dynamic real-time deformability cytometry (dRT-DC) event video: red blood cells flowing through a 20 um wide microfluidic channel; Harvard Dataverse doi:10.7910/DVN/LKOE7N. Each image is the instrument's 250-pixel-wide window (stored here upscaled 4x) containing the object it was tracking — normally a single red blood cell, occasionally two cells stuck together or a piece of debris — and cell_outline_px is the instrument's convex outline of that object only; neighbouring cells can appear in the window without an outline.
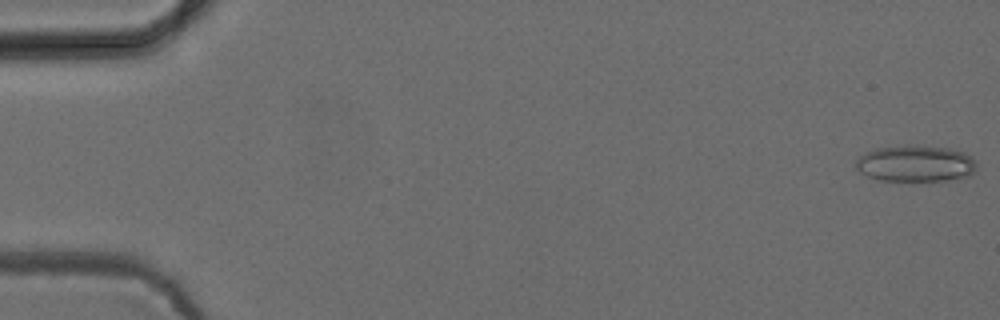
{"species": "common noctule bat (a hibernating species)", "species_latin": "Nyctalus noctula", "temperature_condition": "cold", "stored_images_in_passage": 52, "camera_frame_rate_fps": 3000, "um_per_image_px": 0.085, "animal": {"sex": "female", "body_mass_g": 24.6, "forearm_length_mm": 56.2}, "frame": {"image": 1, "passage_image": 1, "time_ms": 0.0, "image_size_px": [1000, 320], "cell_outline_px": [[976, 168], [968, 176], [944, 180], [880, 180], [868, 176], [860, 172], [856, 168], [856, 160], [860, 156], [876, 148], [912, 144], [948, 148], [964, 152], [976, 160]], "centroid_in_image_um": [77.82, 13.88], "position_along_channel_um": 7.2, "area_um2": 25.49}}
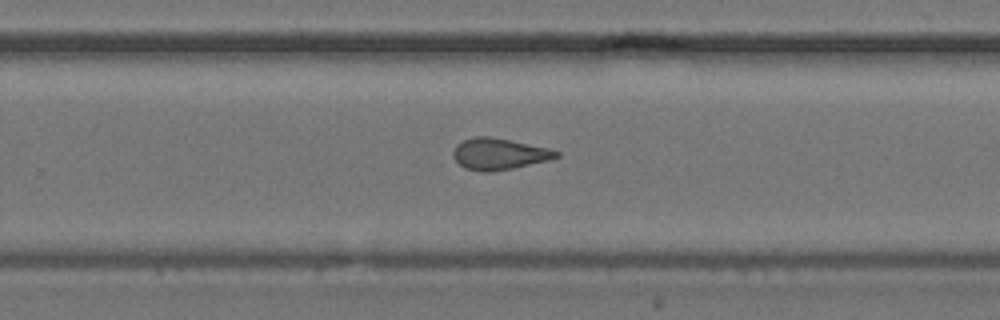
{"frame": {"image": 2, "passage_image": 34, "time_ms": 11.0, "image_size_px": [1000, 320], "cell_outline_px": [[560, 156], [548, 160], [512, 168], [488, 172], [480, 172], [464, 168], [452, 156], [452, 152], [456, 144], [464, 140], [476, 136], [488, 136], [548, 148], [560, 152]], "centroid_in_image_um": [42.38, 13.09], "position_along_channel_um": 287.4, "area_um2": 18.67}}
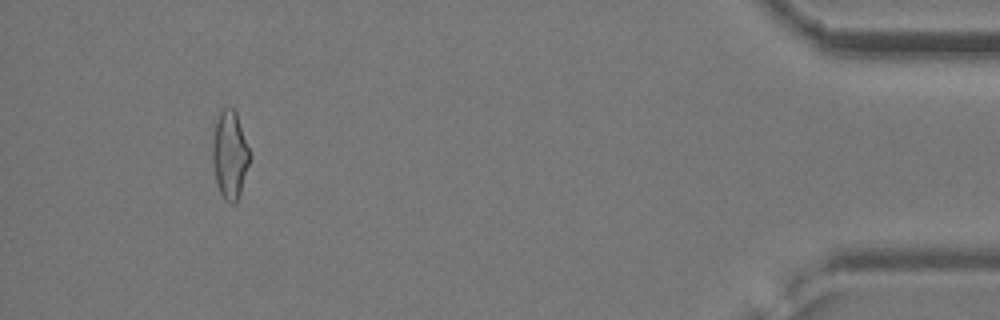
{"frame": {"image": 3, "passage_image": 49, "time_ms": 16.0, "image_size_px": [1000, 320], "cell_outline_px": [[252, 156], [240, 196], [232, 204], [224, 200], [216, 184], [212, 160], [212, 144], [216, 120], [220, 112], [224, 108], [232, 108], [236, 112]], "centroid_in_image_um": [19.55, 13.2], "position_along_channel_um": 415.7, "area_um2": 19.31}, "authors_computed_cell_mechanics": {"area_um2": 19.3341, "velocity_mm_per_s": 3.9219, "shape_relaxation_time_tau1_ms": null, "shape_relaxation_time_tau2_ms": 2.2338, "deformation_change_tau1": null, "deformation_change_tau2": 0.0884}}